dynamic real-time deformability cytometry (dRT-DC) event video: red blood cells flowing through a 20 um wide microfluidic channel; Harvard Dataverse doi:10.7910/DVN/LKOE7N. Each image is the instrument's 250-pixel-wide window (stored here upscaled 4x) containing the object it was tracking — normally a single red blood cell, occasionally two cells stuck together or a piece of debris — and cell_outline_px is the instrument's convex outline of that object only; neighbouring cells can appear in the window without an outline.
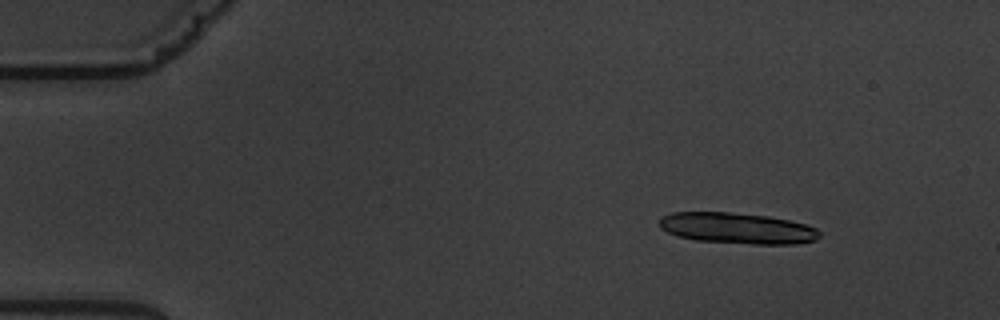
{"species": "common noctule bat (a hibernating species)", "species_latin": "Nyctalus noctula", "temperature_condition": "warm", "stored_images_in_passage": 6, "camera_frame_rate_fps": 3000, "um_per_image_px": 0.085, "animal": {"sex": "male", "body_mass_g": 19.5, "forearm_length_mm": 54.6}, "frame": {"image": 1, "passage_image": 3, "time_ms": 2.333, "image_size_px": [1000, 320], "cell_outline_px": [[820, 236], [816, 240], [796, 244], [752, 244], [696, 240], [676, 236], [660, 228], [660, 220], [664, 216], [672, 212], [728, 212], [768, 216], [788, 220], [804, 224], [816, 228], [820, 232]], "centroid_in_image_um": [62.68, 19.4], "position_along_channel_um": 22.3, "area_um2": 28.84}}
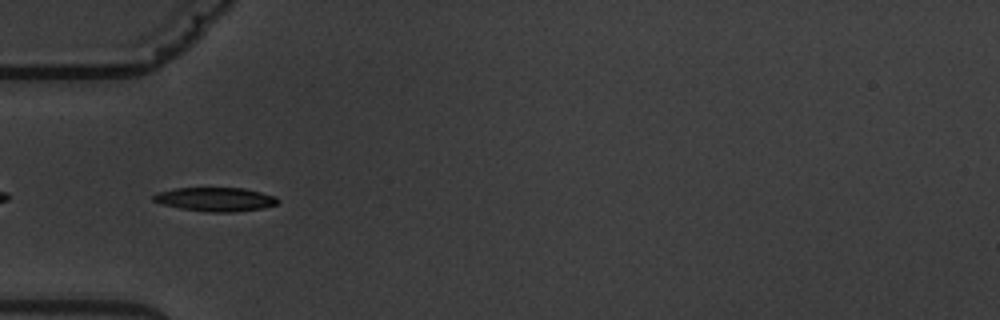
{"frame": {"image": 2, "passage_image": 6, "time_ms": 6.333, "image_size_px": [1000, 320], "cell_outline_px": [[280, 200], [276, 204], [264, 208], [236, 212], [204, 212], [180, 208], [160, 204], [152, 200], [152, 196], [156, 192], [176, 188], [244, 188], [276, 196]], "centroid_in_image_um": [18.29, 16.95], "position_along_channel_um": 66.7, "area_um2": 17.51}}